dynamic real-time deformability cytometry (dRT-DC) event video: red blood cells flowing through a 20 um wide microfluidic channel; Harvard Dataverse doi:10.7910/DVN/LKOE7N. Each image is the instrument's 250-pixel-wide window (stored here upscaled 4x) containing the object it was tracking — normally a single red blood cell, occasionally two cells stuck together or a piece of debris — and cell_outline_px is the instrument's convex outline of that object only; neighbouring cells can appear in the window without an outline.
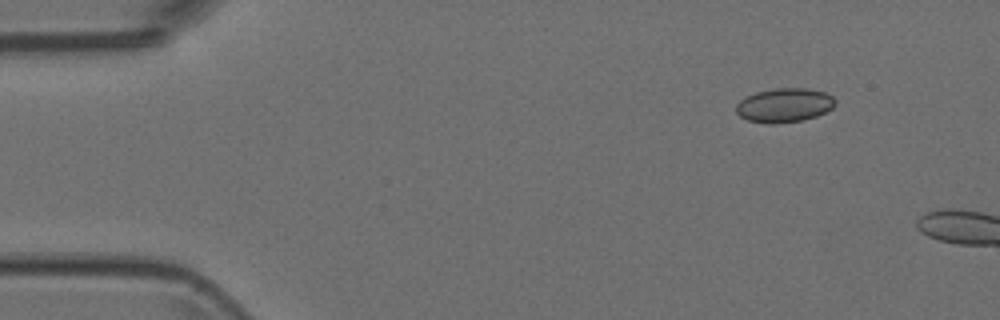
{"species": "Egyptian fruit bat (a non-hibernating species)", "species_latin": "Rousettus aegyptiacus", "temperature_condition": "room temperature", "stored_images_in_passage": 2, "camera_frame_rate_fps": 3000, "um_per_image_px": 0.085, "animal": {"sex": "female"}, "frame": {"image": 1, "passage_image": 1, "time_ms": 0.0, "image_size_px": [1000, 320], "cell_outline_px": [[836, 104], [832, 108], [816, 116], [804, 120], [772, 124], [748, 120], [740, 116], [736, 112], [736, 104], [740, 100], [756, 92], [776, 88], [804, 88], [824, 92], [832, 96], [836, 100]], "centroid_in_image_um": [66.67, 8.94], "position_along_channel_um": 18.3, "area_um2": 19.59}}